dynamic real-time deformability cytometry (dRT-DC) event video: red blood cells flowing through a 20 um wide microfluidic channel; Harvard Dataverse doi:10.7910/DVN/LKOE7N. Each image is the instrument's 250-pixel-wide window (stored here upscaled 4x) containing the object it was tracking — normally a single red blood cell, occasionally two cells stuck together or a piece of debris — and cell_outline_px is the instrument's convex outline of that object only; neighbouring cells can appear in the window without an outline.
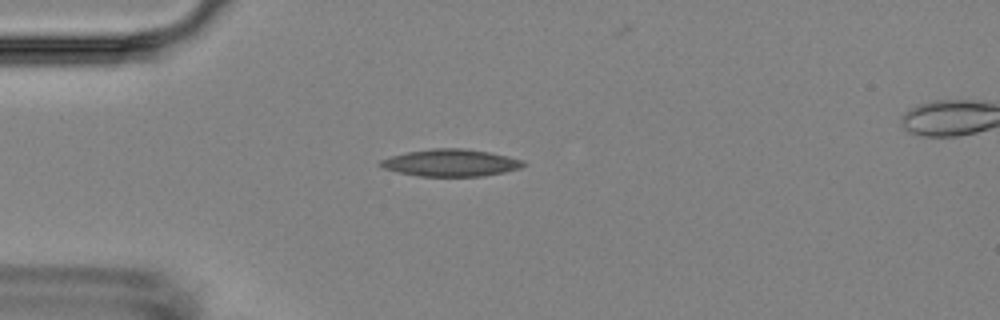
{"species": "Egyptian fruit bat (a non-hibernating species)", "species_latin": "Rousettus aegyptiacus", "temperature_condition": "room temperature", "stored_images_in_passage": 37, "camera_frame_rate_fps": 3000, "um_per_image_px": 0.085, "animal": {"sex": "female"}, "frame": {"image": 1, "passage_image": 1, "time_ms": 0.0, "image_size_px": [1000, 320], "cell_outline_px": [[528, 164], [520, 168], [504, 172], [484, 176], [420, 176], [400, 172], [384, 168], [376, 164], [380, 160], [392, 156], [408, 152], [432, 148], [460, 148], [488, 152], [508, 156], [524, 160]], "centroid_in_image_um": [38.35, 13.84], "position_along_channel_um": 46.7, "area_um2": 22.48}}
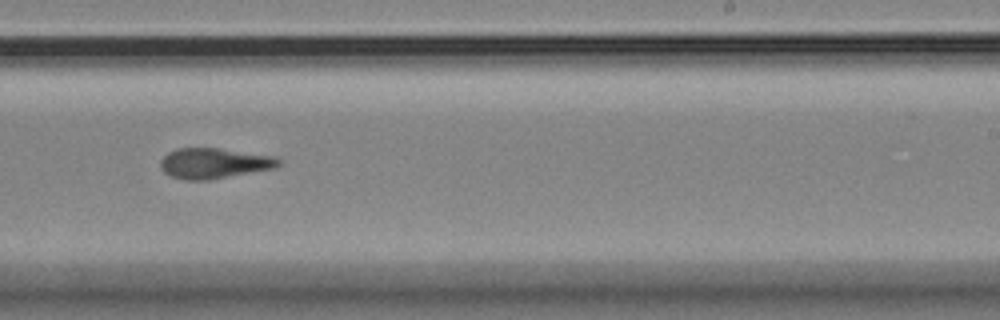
{"frame": {"image": 2, "passage_image": 21, "time_ms": 6.667, "image_size_px": [1000, 320], "cell_outline_px": [[280, 164], [276, 168], [208, 180], [184, 180], [172, 176], [164, 172], [160, 168], [160, 160], [168, 152], [176, 148], [216, 148], [276, 156], [280, 160]], "centroid_in_image_um": [18.19, 13.88], "position_along_channel_um": 270.8, "area_um2": 20.98}}
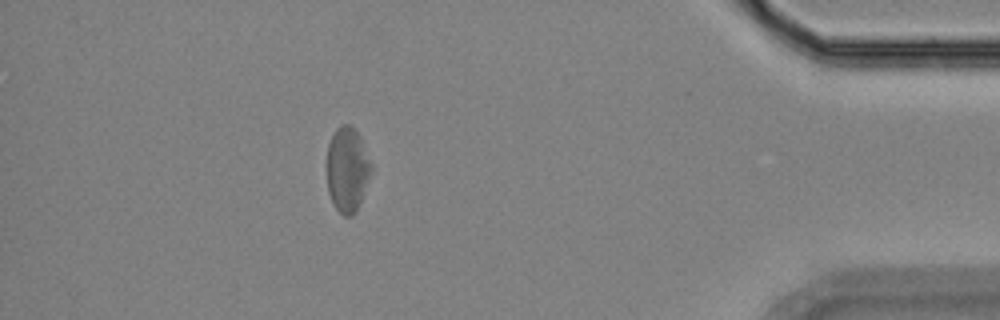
{"frame": {"image": 3, "passage_image": 36, "time_ms": 11.667, "image_size_px": [1000, 320], "cell_outline_px": [[372, 172], [360, 204], [356, 212], [352, 216], [344, 216], [336, 208], [328, 192], [328, 144], [336, 128], [340, 124], [348, 124], [360, 136], [372, 164]], "centroid_in_image_um": [29.55, 14.42], "position_along_channel_um": 405.7, "area_um2": 21.85}}